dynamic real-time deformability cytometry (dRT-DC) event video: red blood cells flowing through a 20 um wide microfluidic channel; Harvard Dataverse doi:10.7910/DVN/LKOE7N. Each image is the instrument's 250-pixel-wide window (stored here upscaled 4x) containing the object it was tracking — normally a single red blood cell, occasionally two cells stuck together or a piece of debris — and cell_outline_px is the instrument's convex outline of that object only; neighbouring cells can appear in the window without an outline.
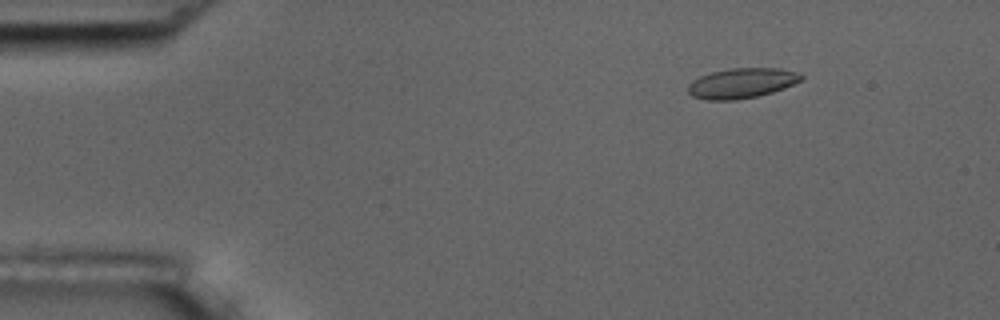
{"species": "common noctule bat (a hibernating species)", "species_latin": "Nyctalus noctula", "temperature_condition": "room temperature", "stored_images_in_passage": 4, "camera_frame_rate_fps": 3000, "um_per_image_px": 0.085, "animal": {"sex": "male", "body_mass_g": 17.5, "forearm_length_mm": 52.3}, "frame": {"image": 1, "passage_image": 2, "time_ms": 1.0, "image_size_px": [1000, 320], "cell_outline_px": [[804, 80], [784, 88], [772, 92], [756, 96], [736, 100], [708, 100], [692, 96], [688, 92], [688, 84], [692, 80], [700, 76], [712, 72], [732, 68], [780, 68], [800, 72], [804, 76]], "centroid_in_image_um": [63.08, 7.06], "position_along_channel_um": 21.9, "area_um2": 20.0}}